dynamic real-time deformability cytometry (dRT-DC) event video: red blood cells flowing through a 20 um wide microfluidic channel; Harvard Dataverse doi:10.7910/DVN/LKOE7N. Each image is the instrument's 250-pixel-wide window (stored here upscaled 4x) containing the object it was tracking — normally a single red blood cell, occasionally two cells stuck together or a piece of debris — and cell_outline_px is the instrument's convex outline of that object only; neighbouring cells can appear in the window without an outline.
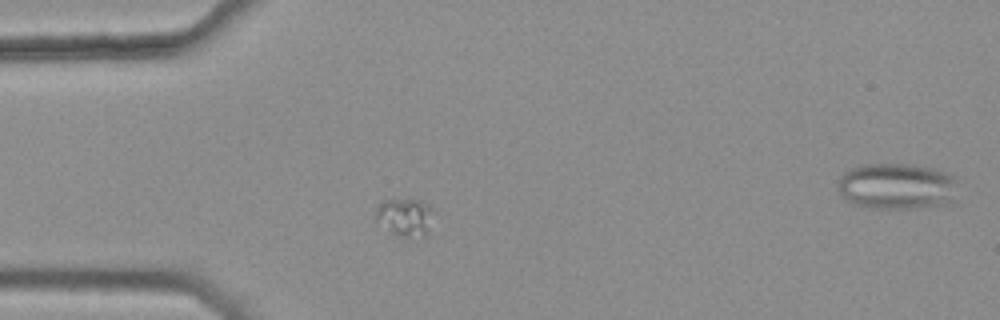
{"species": "common noctule bat (a hibernating species)", "species_latin": "Nyctalus noctula", "temperature_condition": "warm", "stored_images_in_passage": 2, "segment_of_instrument_passage": [1, 2], "camera_frame_rate_fps": 3000, "um_per_image_px": 0.085, "animal": {"sex": "female", "body_mass_g": 25.1}, "frame": {"image": 1, "passage_image": 1, "time_ms": 0.0, "image_size_px": [1000, 320], "cell_outline_px": [[432, 208], [424, 236], [404, 236], [392, 232], [376, 220], [376, 208], [384, 200], [420, 200], [428, 204]], "centroid_in_image_um": [34.37, 18.41], "position_along_channel_um": 50.6, "area_um2": 11.91}}